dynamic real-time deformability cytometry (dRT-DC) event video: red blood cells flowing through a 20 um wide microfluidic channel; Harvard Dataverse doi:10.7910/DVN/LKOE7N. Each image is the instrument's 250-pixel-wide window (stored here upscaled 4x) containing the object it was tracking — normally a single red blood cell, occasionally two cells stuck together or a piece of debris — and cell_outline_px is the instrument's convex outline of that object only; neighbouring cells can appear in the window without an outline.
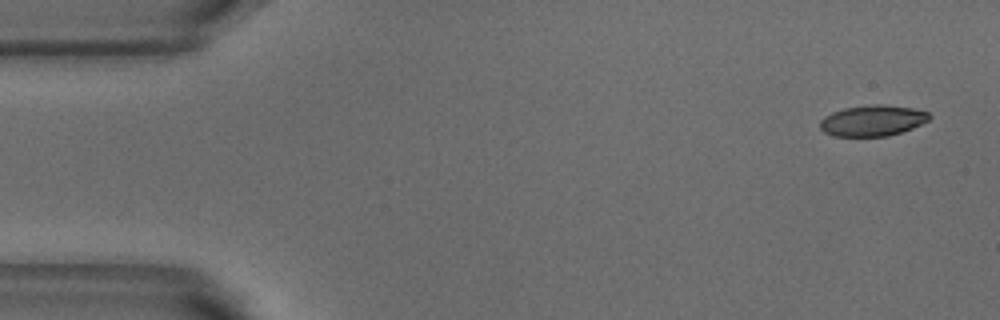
{"species": "common noctule bat (a hibernating species)", "species_latin": "Nyctalus noctula", "temperature_condition": "warm", "stored_images_in_passage": 5, "camera_frame_rate_fps": 3000, "um_per_image_px": 0.085, "animal": {"sex": "male", "body_mass_g": 18.8}, "frame": {"image": 1, "passage_image": 1, "time_ms": 0.0, "image_size_px": [1000, 320], "cell_outline_px": [[932, 116], [928, 120], [912, 128], [888, 136], [832, 136], [824, 132], [820, 128], [820, 120], [824, 116], [832, 112], [844, 108], [872, 104], [880, 104], [912, 108], [928, 112]], "centroid_in_image_um": [74.14, 10.25], "position_along_channel_um": 10.9, "area_um2": 19.65}}
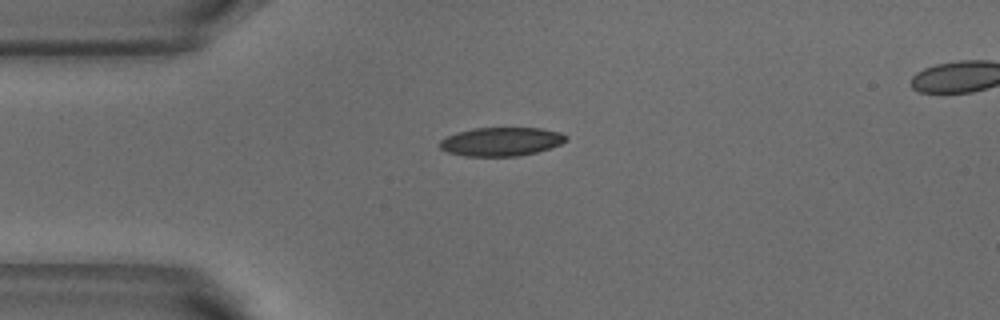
{"frame": {"image": 2, "passage_image": 3, "time_ms": 0.667, "image_size_px": [1000, 320], "cell_outline_px": [[568, 140], [560, 144], [536, 152], [520, 156], [464, 156], [448, 152], [440, 148], [440, 140], [456, 132], [472, 128], [540, 128], [560, 132], [568, 136]], "centroid_in_image_um": [42.6, 12.03], "position_along_channel_um": 42.4, "area_um2": 21.1}}